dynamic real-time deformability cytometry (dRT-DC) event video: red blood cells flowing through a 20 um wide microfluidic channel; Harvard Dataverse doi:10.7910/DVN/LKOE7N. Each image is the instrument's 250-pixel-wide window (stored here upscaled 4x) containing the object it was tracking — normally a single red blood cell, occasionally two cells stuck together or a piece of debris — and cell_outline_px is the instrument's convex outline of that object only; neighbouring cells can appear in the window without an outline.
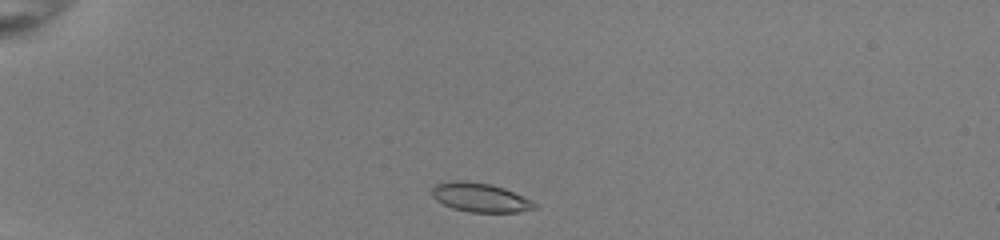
{"species": "common noctule bat (a hibernating species)", "species_latin": "Nyctalus noctula", "temperature_condition": "room temperature", "stored_images_in_passage": 39, "camera_frame_rate_fps": 3000, "um_per_image_px": 0.085, "animal": {"sex": "female", "body_mass_g": 22.0, "forearm_length_mm": 56.7}, "frame": {"image": 1, "passage_image": 2, "time_ms": 0.333, "image_size_px": [1000, 240], "cell_outline_px": [[540, 208], [516, 212], [472, 212], [452, 208], [436, 200], [432, 196], [432, 188], [436, 184], [456, 180], [460, 180], [492, 184], [504, 188], [532, 200]], "centroid_in_image_um": [40.84, 16.79], "position_along_channel_um": 44.2, "area_um2": 17.34}}
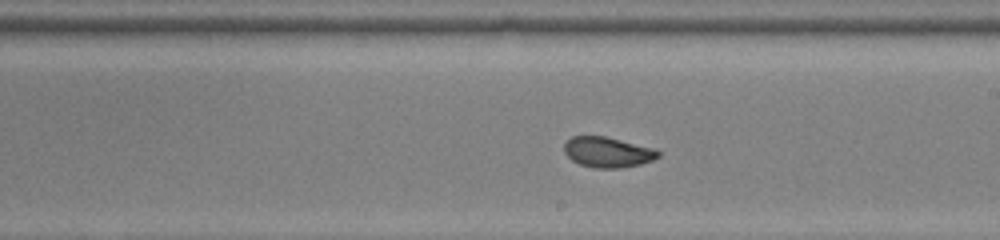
{"frame": {"image": 2, "passage_image": 20, "time_ms": 6.333, "image_size_px": [1000, 240], "cell_outline_px": [[660, 156], [652, 160], [640, 164], [616, 168], [596, 168], [580, 164], [572, 160], [564, 152], [564, 144], [572, 136], [604, 136], [656, 148], [660, 152]], "centroid_in_image_um": [51.67, 12.93], "position_along_channel_um": 237.3, "area_um2": 16.59}}
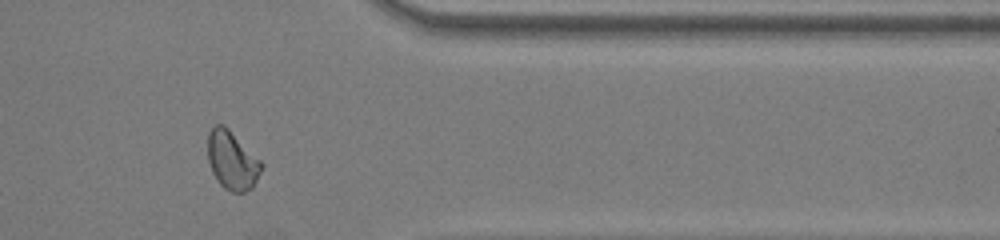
{"frame": {"image": 3, "passage_image": 32, "time_ms": 10.333, "image_size_px": [1000, 240], "cell_outline_px": [[264, 164], [252, 188], [244, 192], [232, 192], [224, 188], [220, 184], [212, 172], [208, 160], [208, 132], [216, 124], [224, 124]], "centroid_in_image_um": [19.72, 13.63], "position_along_channel_um": 391.7, "area_um2": 18.15}, "authors_computed_cell_mechanics": {"area_um2": 17.3978, "velocity_mm_per_s": 4.017, "shape_relaxation_time_tau1_ms": 5.9275, "shape_relaxation_time_tau2_ms": 0.9799, "deformation_change_tau1": 0.1602, "deformation_change_tau2": 0.0481}}